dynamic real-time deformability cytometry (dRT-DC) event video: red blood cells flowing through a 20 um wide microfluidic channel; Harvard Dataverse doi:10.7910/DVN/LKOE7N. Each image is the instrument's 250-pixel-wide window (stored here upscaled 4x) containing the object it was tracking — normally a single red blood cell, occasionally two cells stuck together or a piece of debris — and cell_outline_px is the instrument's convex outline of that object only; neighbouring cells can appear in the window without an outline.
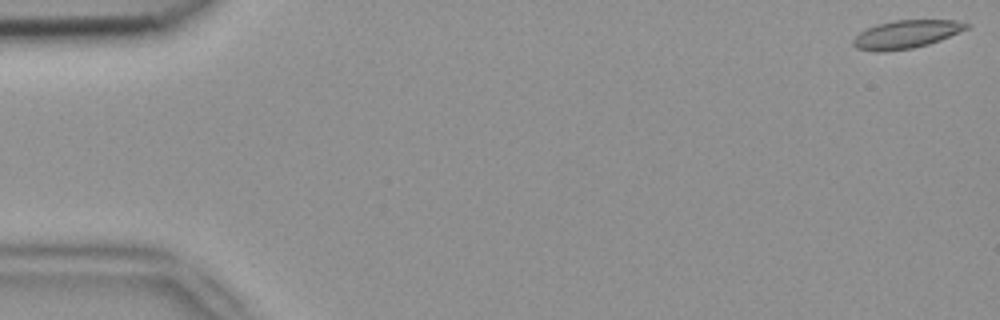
{"species": "common noctule bat (a hibernating species)", "species_latin": "Nyctalus noctula", "temperature_condition": "room temperature", "stored_images_in_passage": 10, "camera_frame_rate_fps": 3000, "um_per_image_px": 0.085, "animal": {"sex": "female", "body_mass_g": 18.4}, "frame": {"image": 1, "passage_image": 1, "time_ms": 0.0, "image_size_px": [1000, 320], "cell_outline_px": [[972, 24], [968, 28], [940, 40], [928, 44], [912, 48], [880, 52], [856, 48], [852, 44], [852, 40], [860, 32], [876, 24], [896, 20], [956, 20]], "centroid_in_image_um": [77.03, 2.91], "position_along_channel_um": 8.0, "area_um2": 18.44}}